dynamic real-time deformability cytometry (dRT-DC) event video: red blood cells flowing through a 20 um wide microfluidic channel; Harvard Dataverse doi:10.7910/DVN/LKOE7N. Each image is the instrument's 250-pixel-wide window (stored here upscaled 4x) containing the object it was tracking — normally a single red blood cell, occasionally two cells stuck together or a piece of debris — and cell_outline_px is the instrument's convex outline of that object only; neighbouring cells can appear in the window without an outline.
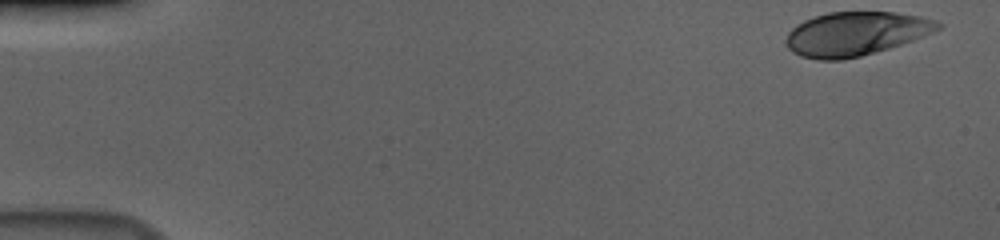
{"species": "human", "species_latin": "Homo sapiens", "temperature_condition": "cold", "stored_images_in_passage": 55, "camera_frame_rate_fps": 3000, "um_per_image_px": 0.085, "donor": {"sex": "male"}, "frame": {"image": 1, "passage_image": 1, "time_ms": 0.0, "image_size_px": [1000, 240], "cell_outline_px": [[944, 24], [940, 28], [924, 36], [876, 52], [860, 56], [840, 60], [816, 60], [800, 56], [792, 52], [788, 48], [784, 40], [788, 32], [796, 24], [804, 20], [828, 12], [892, 12], [920, 16], [936, 20]], "centroid_in_image_um": [72.7, 2.87], "position_along_channel_um": 12.3, "area_um2": 38.84}}
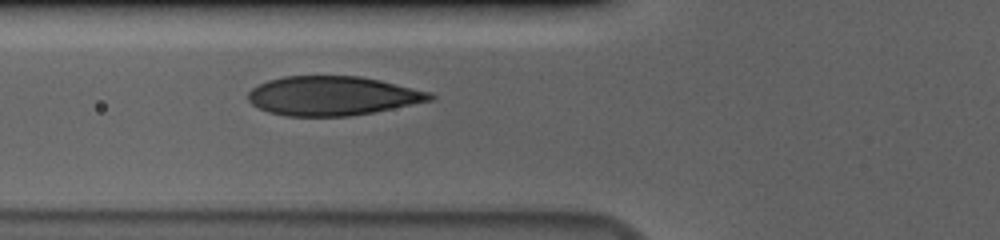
{"frame": {"image": 2, "passage_image": 20, "time_ms": 6.333, "image_size_px": [1000, 240], "cell_outline_px": [[436, 96], [432, 100], [352, 116], [284, 116], [268, 112], [252, 104], [248, 100], [248, 92], [252, 88], [268, 80], [284, 76], [360, 76], [380, 80], [428, 92]], "centroid_in_image_um": [28.22, 8.15], "position_along_channel_um": 97.6, "area_um2": 41.27}}
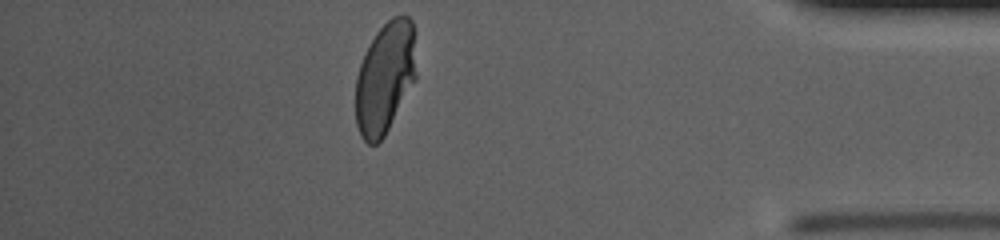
{"frame": {"image": 3, "passage_image": 48, "time_ms": 15.667, "image_size_px": [1000, 240], "cell_outline_px": [[416, 80], [384, 136], [376, 144], [368, 144], [360, 136], [356, 124], [356, 76], [360, 64], [376, 32], [392, 16], [408, 16], [412, 20], [416, 76]], "centroid_in_image_um": [32.72, 6.64], "position_along_channel_um": 402.5, "area_um2": 39.13}, "authors_computed_cell_mechanics": {"area_um2": 40.8646, "velocity_mm_per_s": 3.6561, "shape_relaxation_time_tau1_ms": 6.7481, "shape_relaxation_time_tau2_ms": null, "deformation_change_tau1": 0.2221, "deformation_change_tau2": null}}